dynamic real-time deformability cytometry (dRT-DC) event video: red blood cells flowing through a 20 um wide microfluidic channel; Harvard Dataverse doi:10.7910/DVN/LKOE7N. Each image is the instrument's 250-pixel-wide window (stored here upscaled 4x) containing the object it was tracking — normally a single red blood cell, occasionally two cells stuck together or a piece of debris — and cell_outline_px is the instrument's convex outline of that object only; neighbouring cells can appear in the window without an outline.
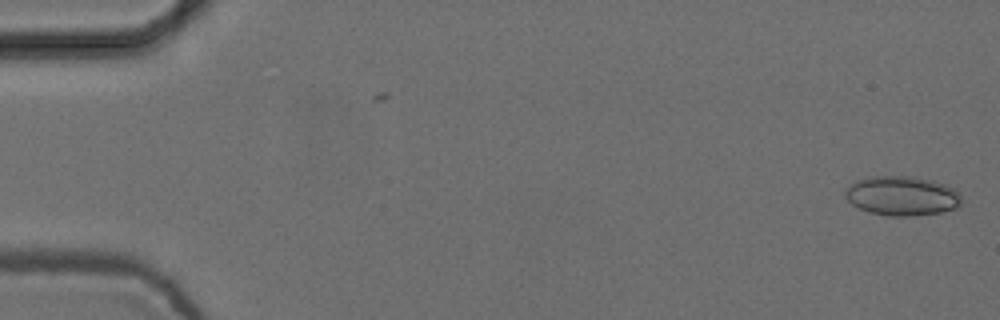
{"species": "common noctule bat (a hibernating species)", "species_latin": "Nyctalus noctula", "temperature_condition": "cold", "stored_images_in_passage": 2, "camera_frame_rate_fps": 3000, "um_per_image_px": 0.085, "animal": {"sex": "female", "body_mass_g": 24.6, "forearm_length_mm": 56.2}, "frame": {"image": 1, "passage_image": 2, "time_ms": 0.333, "image_size_px": [1000, 320], "cell_outline_px": [[964, 200], [956, 208], [940, 212], [912, 216], [888, 216], [872, 212], [860, 208], [852, 204], [844, 196], [844, 188], [856, 180], [872, 176], [908, 176], [932, 180], [956, 188]], "centroid_in_image_um": [76.68, 16.64], "position_along_channel_um": 8.3, "area_um2": 26.93}}